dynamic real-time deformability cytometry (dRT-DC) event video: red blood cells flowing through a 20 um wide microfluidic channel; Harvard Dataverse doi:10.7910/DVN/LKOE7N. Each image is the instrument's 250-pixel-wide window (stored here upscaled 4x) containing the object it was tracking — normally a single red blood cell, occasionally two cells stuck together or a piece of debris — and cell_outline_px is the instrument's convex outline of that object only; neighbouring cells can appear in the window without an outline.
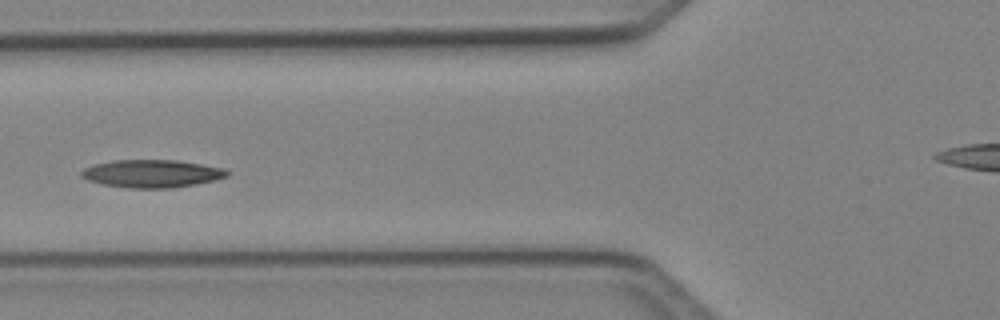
{"species": "Egyptian fruit bat (a non-hibernating species)", "species_latin": "Rousettus aegyptiacus", "temperature_condition": "cold", "stored_images_in_passage": 6, "camera_frame_rate_fps": 3000, "um_per_image_px": 0.085, "animal": {"sex": "female"}, "frame": {"image": 1, "passage_image": 5, "time_ms": 1.333, "image_size_px": [1000, 320], "cell_outline_px": [[232, 172], [228, 176], [216, 180], [196, 184], [172, 188], [128, 188], [104, 184], [88, 180], [80, 176], [80, 172], [84, 168], [92, 164], [112, 160], [176, 160], [224, 168]], "centroid_in_image_um": [12.92, 14.75], "position_along_channel_um": 112.9, "area_um2": 23.76}}
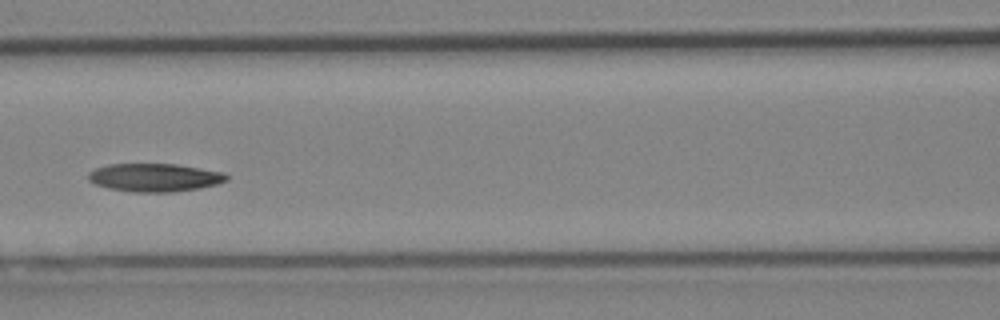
{"frame": {"image": 2, "passage_image": 6, "time_ms": 1.667, "image_size_px": [1000, 320], "cell_outline_px": [[228, 180], [216, 184], [200, 188], [172, 192], [132, 192], [108, 188], [96, 184], [88, 180], [88, 172], [96, 168], [108, 164], [176, 164], [224, 172], [228, 176]], "centroid_in_image_um": [13.14, 15.09], "position_along_channel_um": 153.5, "area_um2": 22.72}}